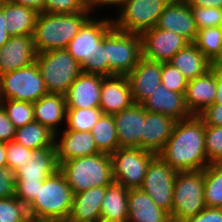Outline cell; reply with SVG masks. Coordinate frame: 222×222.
<instances>
[{
    "instance_id": "obj_38",
    "label": "cell",
    "mask_w": 222,
    "mask_h": 222,
    "mask_svg": "<svg viewBox=\"0 0 222 222\" xmlns=\"http://www.w3.org/2000/svg\"><path fill=\"white\" fill-rule=\"evenodd\" d=\"M204 144L209 163H222V126H205Z\"/></svg>"
},
{
    "instance_id": "obj_50",
    "label": "cell",
    "mask_w": 222,
    "mask_h": 222,
    "mask_svg": "<svg viewBox=\"0 0 222 222\" xmlns=\"http://www.w3.org/2000/svg\"><path fill=\"white\" fill-rule=\"evenodd\" d=\"M10 1L15 4L33 8L38 13H42L44 11L45 0H10Z\"/></svg>"
},
{
    "instance_id": "obj_44",
    "label": "cell",
    "mask_w": 222,
    "mask_h": 222,
    "mask_svg": "<svg viewBox=\"0 0 222 222\" xmlns=\"http://www.w3.org/2000/svg\"><path fill=\"white\" fill-rule=\"evenodd\" d=\"M82 72L103 77L107 76V59L105 48H103V42L94 52L92 57H89V61L82 67Z\"/></svg>"
},
{
    "instance_id": "obj_6",
    "label": "cell",
    "mask_w": 222,
    "mask_h": 222,
    "mask_svg": "<svg viewBox=\"0 0 222 222\" xmlns=\"http://www.w3.org/2000/svg\"><path fill=\"white\" fill-rule=\"evenodd\" d=\"M36 63L48 93L65 95L82 73V67L66 49L37 53Z\"/></svg>"
},
{
    "instance_id": "obj_53",
    "label": "cell",
    "mask_w": 222,
    "mask_h": 222,
    "mask_svg": "<svg viewBox=\"0 0 222 222\" xmlns=\"http://www.w3.org/2000/svg\"><path fill=\"white\" fill-rule=\"evenodd\" d=\"M216 87L214 103L222 104V66H216Z\"/></svg>"
},
{
    "instance_id": "obj_23",
    "label": "cell",
    "mask_w": 222,
    "mask_h": 222,
    "mask_svg": "<svg viewBox=\"0 0 222 222\" xmlns=\"http://www.w3.org/2000/svg\"><path fill=\"white\" fill-rule=\"evenodd\" d=\"M176 122L170 116L145 110L142 149L158 154L171 136Z\"/></svg>"
},
{
    "instance_id": "obj_24",
    "label": "cell",
    "mask_w": 222,
    "mask_h": 222,
    "mask_svg": "<svg viewBox=\"0 0 222 222\" xmlns=\"http://www.w3.org/2000/svg\"><path fill=\"white\" fill-rule=\"evenodd\" d=\"M66 110L65 95L62 94L47 93L33 102L34 121L48 127L55 134L66 123Z\"/></svg>"
},
{
    "instance_id": "obj_5",
    "label": "cell",
    "mask_w": 222,
    "mask_h": 222,
    "mask_svg": "<svg viewBox=\"0 0 222 222\" xmlns=\"http://www.w3.org/2000/svg\"><path fill=\"white\" fill-rule=\"evenodd\" d=\"M103 48L107 59V76L127 75L142 57L141 35L113 27L103 38Z\"/></svg>"
},
{
    "instance_id": "obj_22",
    "label": "cell",
    "mask_w": 222,
    "mask_h": 222,
    "mask_svg": "<svg viewBox=\"0 0 222 222\" xmlns=\"http://www.w3.org/2000/svg\"><path fill=\"white\" fill-rule=\"evenodd\" d=\"M184 94L168 90L160 84L141 105L146 111L167 115L176 121L185 120L192 114L185 105Z\"/></svg>"
},
{
    "instance_id": "obj_3",
    "label": "cell",
    "mask_w": 222,
    "mask_h": 222,
    "mask_svg": "<svg viewBox=\"0 0 222 222\" xmlns=\"http://www.w3.org/2000/svg\"><path fill=\"white\" fill-rule=\"evenodd\" d=\"M73 194L94 187L109 186L114 182L109 154L97 153L67 160L59 165Z\"/></svg>"
},
{
    "instance_id": "obj_14",
    "label": "cell",
    "mask_w": 222,
    "mask_h": 222,
    "mask_svg": "<svg viewBox=\"0 0 222 222\" xmlns=\"http://www.w3.org/2000/svg\"><path fill=\"white\" fill-rule=\"evenodd\" d=\"M156 28L173 31L189 43H194L197 27L190 5L186 0H171L158 18Z\"/></svg>"
},
{
    "instance_id": "obj_26",
    "label": "cell",
    "mask_w": 222,
    "mask_h": 222,
    "mask_svg": "<svg viewBox=\"0 0 222 222\" xmlns=\"http://www.w3.org/2000/svg\"><path fill=\"white\" fill-rule=\"evenodd\" d=\"M127 222H172L170 214L158 207L140 188L130 189Z\"/></svg>"
},
{
    "instance_id": "obj_57",
    "label": "cell",
    "mask_w": 222,
    "mask_h": 222,
    "mask_svg": "<svg viewBox=\"0 0 222 222\" xmlns=\"http://www.w3.org/2000/svg\"><path fill=\"white\" fill-rule=\"evenodd\" d=\"M95 222H118V221H114V220H109V219H104V218H99L97 219Z\"/></svg>"
},
{
    "instance_id": "obj_25",
    "label": "cell",
    "mask_w": 222,
    "mask_h": 222,
    "mask_svg": "<svg viewBox=\"0 0 222 222\" xmlns=\"http://www.w3.org/2000/svg\"><path fill=\"white\" fill-rule=\"evenodd\" d=\"M30 158L32 162L16 171L17 180L44 181L48 176L59 170L56 146L34 149Z\"/></svg>"
},
{
    "instance_id": "obj_20",
    "label": "cell",
    "mask_w": 222,
    "mask_h": 222,
    "mask_svg": "<svg viewBox=\"0 0 222 222\" xmlns=\"http://www.w3.org/2000/svg\"><path fill=\"white\" fill-rule=\"evenodd\" d=\"M134 103L126 75L102 76L99 108L103 114L114 115Z\"/></svg>"
},
{
    "instance_id": "obj_19",
    "label": "cell",
    "mask_w": 222,
    "mask_h": 222,
    "mask_svg": "<svg viewBox=\"0 0 222 222\" xmlns=\"http://www.w3.org/2000/svg\"><path fill=\"white\" fill-rule=\"evenodd\" d=\"M101 87L102 76L82 72L65 94L67 109L99 107Z\"/></svg>"
},
{
    "instance_id": "obj_21",
    "label": "cell",
    "mask_w": 222,
    "mask_h": 222,
    "mask_svg": "<svg viewBox=\"0 0 222 222\" xmlns=\"http://www.w3.org/2000/svg\"><path fill=\"white\" fill-rule=\"evenodd\" d=\"M216 66L205 74L187 82L184 94L185 105L192 115H199L211 104L216 95Z\"/></svg>"
},
{
    "instance_id": "obj_7",
    "label": "cell",
    "mask_w": 222,
    "mask_h": 222,
    "mask_svg": "<svg viewBox=\"0 0 222 222\" xmlns=\"http://www.w3.org/2000/svg\"><path fill=\"white\" fill-rule=\"evenodd\" d=\"M204 169L177 172L173 190L172 222H182L205 209Z\"/></svg>"
},
{
    "instance_id": "obj_9",
    "label": "cell",
    "mask_w": 222,
    "mask_h": 222,
    "mask_svg": "<svg viewBox=\"0 0 222 222\" xmlns=\"http://www.w3.org/2000/svg\"><path fill=\"white\" fill-rule=\"evenodd\" d=\"M156 155L141 148L119 147L110 155L114 182L129 190L140 188L148 166Z\"/></svg>"
},
{
    "instance_id": "obj_56",
    "label": "cell",
    "mask_w": 222,
    "mask_h": 222,
    "mask_svg": "<svg viewBox=\"0 0 222 222\" xmlns=\"http://www.w3.org/2000/svg\"><path fill=\"white\" fill-rule=\"evenodd\" d=\"M221 49H220V54L212 61V64L214 66H222V34H221Z\"/></svg>"
},
{
    "instance_id": "obj_15",
    "label": "cell",
    "mask_w": 222,
    "mask_h": 222,
    "mask_svg": "<svg viewBox=\"0 0 222 222\" xmlns=\"http://www.w3.org/2000/svg\"><path fill=\"white\" fill-rule=\"evenodd\" d=\"M36 55L33 35L10 36L0 48V75L29 66Z\"/></svg>"
},
{
    "instance_id": "obj_35",
    "label": "cell",
    "mask_w": 222,
    "mask_h": 222,
    "mask_svg": "<svg viewBox=\"0 0 222 222\" xmlns=\"http://www.w3.org/2000/svg\"><path fill=\"white\" fill-rule=\"evenodd\" d=\"M221 34L222 27H209L197 32L194 44L211 62L220 54Z\"/></svg>"
},
{
    "instance_id": "obj_2",
    "label": "cell",
    "mask_w": 222,
    "mask_h": 222,
    "mask_svg": "<svg viewBox=\"0 0 222 222\" xmlns=\"http://www.w3.org/2000/svg\"><path fill=\"white\" fill-rule=\"evenodd\" d=\"M90 14L92 15L91 11L71 14L39 13L33 33L36 52L65 49Z\"/></svg>"
},
{
    "instance_id": "obj_54",
    "label": "cell",
    "mask_w": 222,
    "mask_h": 222,
    "mask_svg": "<svg viewBox=\"0 0 222 222\" xmlns=\"http://www.w3.org/2000/svg\"><path fill=\"white\" fill-rule=\"evenodd\" d=\"M6 151H7V143L0 142V168H6Z\"/></svg>"
},
{
    "instance_id": "obj_12",
    "label": "cell",
    "mask_w": 222,
    "mask_h": 222,
    "mask_svg": "<svg viewBox=\"0 0 222 222\" xmlns=\"http://www.w3.org/2000/svg\"><path fill=\"white\" fill-rule=\"evenodd\" d=\"M113 28L112 16L95 18L90 16L79 29L78 34L65 48L70 55L83 67L89 57L102 44L104 36Z\"/></svg>"
},
{
    "instance_id": "obj_49",
    "label": "cell",
    "mask_w": 222,
    "mask_h": 222,
    "mask_svg": "<svg viewBox=\"0 0 222 222\" xmlns=\"http://www.w3.org/2000/svg\"><path fill=\"white\" fill-rule=\"evenodd\" d=\"M127 0H87L88 8L91 10L92 15H94L96 10H99L100 8L103 9V7H116L119 11L125 4ZM99 8V9H98ZM94 12V13H93Z\"/></svg>"
},
{
    "instance_id": "obj_18",
    "label": "cell",
    "mask_w": 222,
    "mask_h": 222,
    "mask_svg": "<svg viewBox=\"0 0 222 222\" xmlns=\"http://www.w3.org/2000/svg\"><path fill=\"white\" fill-rule=\"evenodd\" d=\"M55 146L58 165L67 160L100 153L91 131L60 130L55 134Z\"/></svg>"
},
{
    "instance_id": "obj_4",
    "label": "cell",
    "mask_w": 222,
    "mask_h": 222,
    "mask_svg": "<svg viewBox=\"0 0 222 222\" xmlns=\"http://www.w3.org/2000/svg\"><path fill=\"white\" fill-rule=\"evenodd\" d=\"M73 191L63 173L57 170L40 184L37 197L28 206L31 217L38 218H69Z\"/></svg>"
},
{
    "instance_id": "obj_29",
    "label": "cell",
    "mask_w": 222,
    "mask_h": 222,
    "mask_svg": "<svg viewBox=\"0 0 222 222\" xmlns=\"http://www.w3.org/2000/svg\"><path fill=\"white\" fill-rule=\"evenodd\" d=\"M2 9L10 36L33 35L39 14L35 9L11 1L4 3Z\"/></svg>"
},
{
    "instance_id": "obj_43",
    "label": "cell",
    "mask_w": 222,
    "mask_h": 222,
    "mask_svg": "<svg viewBox=\"0 0 222 222\" xmlns=\"http://www.w3.org/2000/svg\"><path fill=\"white\" fill-rule=\"evenodd\" d=\"M40 184L43 181L16 180L15 197L28 207L37 197Z\"/></svg>"
},
{
    "instance_id": "obj_16",
    "label": "cell",
    "mask_w": 222,
    "mask_h": 222,
    "mask_svg": "<svg viewBox=\"0 0 222 222\" xmlns=\"http://www.w3.org/2000/svg\"><path fill=\"white\" fill-rule=\"evenodd\" d=\"M134 103L142 104L161 84V62L141 57L135 68L126 75Z\"/></svg>"
},
{
    "instance_id": "obj_10",
    "label": "cell",
    "mask_w": 222,
    "mask_h": 222,
    "mask_svg": "<svg viewBox=\"0 0 222 222\" xmlns=\"http://www.w3.org/2000/svg\"><path fill=\"white\" fill-rule=\"evenodd\" d=\"M171 0H127L112 17L113 27L123 32L139 33L154 28Z\"/></svg>"
},
{
    "instance_id": "obj_17",
    "label": "cell",
    "mask_w": 222,
    "mask_h": 222,
    "mask_svg": "<svg viewBox=\"0 0 222 222\" xmlns=\"http://www.w3.org/2000/svg\"><path fill=\"white\" fill-rule=\"evenodd\" d=\"M119 146L142 149L143 123L145 109L139 103L113 115Z\"/></svg>"
},
{
    "instance_id": "obj_1",
    "label": "cell",
    "mask_w": 222,
    "mask_h": 222,
    "mask_svg": "<svg viewBox=\"0 0 222 222\" xmlns=\"http://www.w3.org/2000/svg\"><path fill=\"white\" fill-rule=\"evenodd\" d=\"M205 123L198 115L177 121L158 155L177 172L200 171L210 163L205 150Z\"/></svg>"
},
{
    "instance_id": "obj_32",
    "label": "cell",
    "mask_w": 222,
    "mask_h": 222,
    "mask_svg": "<svg viewBox=\"0 0 222 222\" xmlns=\"http://www.w3.org/2000/svg\"><path fill=\"white\" fill-rule=\"evenodd\" d=\"M91 133L100 153L111 155L120 147L113 115L102 114Z\"/></svg>"
},
{
    "instance_id": "obj_33",
    "label": "cell",
    "mask_w": 222,
    "mask_h": 222,
    "mask_svg": "<svg viewBox=\"0 0 222 222\" xmlns=\"http://www.w3.org/2000/svg\"><path fill=\"white\" fill-rule=\"evenodd\" d=\"M206 207L222 208V163H211L204 169Z\"/></svg>"
},
{
    "instance_id": "obj_52",
    "label": "cell",
    "mask_w": 222,
    "mask_h": 222,
    "mask_svg": "<svg viewBox=\"0 0 222 222\" xmlns=\"http://www.w3.org/2000/svg\"><path fill=\"white\" fill-rule=\"evenodd\" d=\"M190 6L216 7L222 9V0H186Z\"/></svg>"
},
{
    "instance_id": "obj_58",
    "label": "cell",
    "mask_w": 222,
    "mask_h": 222,
    "mask_svg": "<svg viewBox=\"0 0 222 222\" xmlns=\"http://www.w3.org/2000/svg\"><path fill=\"white\" fill-rule=\"evenodd\" d=\"M10 0H0V5H3L6 2H9Z\"/></svg>"
},
{
    "instance_id": "obj_51",
    "label": "cell",
    "mask_w": 222,
    "mask_h": 222,
    "mask_svg": "<svg viewBox=\"0 0 222 222\" xmlns=\"http://www.w3.org/2000/svg\"><path fill=\"white\" fill-rule=\"evenodd\" d=\"M6 22H7V20H6V17L4 15V12H3V9H2V5H0V48L10 38V35L7 32Z\"/></svg>"
},
{
    "instance_id": "obj_48",
    "label": "cell",
    "mask_w": 222,
    "mask_h": 222,
    "mask_svg": "<svg viewBox=\"0 0 222 222\" xmlns=\"http://www.w3.org/2000/svg\"><path fill=\"white\" fill-rule=\"evenodd\" d=\"M16 128L9 120L6 111L0 105V142L8 143L13 141Z\"/></svg>"
},
{
    "instance_id": "obj_41",
    "label": "cell",
    "mask_w": 222,
    "mask_h": 222,
    "mask_svg": "<svg viewBox=\"0 0 222 222\" xmlns=\"http://www.w3.org/2000/svg\"><path fill=\"white\" fill-rule=\"evenodd\" d=\"M32 150L26 148L25 146L17 143L15 141H10L7 143L6 151V163L7 168L14 170L15 172L32 162L30 158Z\"/></svg>"
},
{
    "instance_id": "obj_8",
    "label": "cell",
    "mask_w": 222,
    "mask_h": 222,
    "mask_svg": "<svg viewBox=\"0 0 222 222\" xmlns=\"http://www.w3.org/2000/svg\"><path fill=\"white\" fill-rule=\"evenodd\" d=\"M48 93L36 61L0 75V100L36 102Z\"/></svg>"
},
{
    "instance_id": "obj_55",
    "label": "cell",
    "mask_w": 222,
    "mask_h": 222,
    "mask_svg": "<svg viewBox=\"0 0 222 222\" xmlns=\"http://www.w3.org/2000/svg\"><path fill=\"white\" fill-rule=\"evenodd\" d=\"M26 222H66L63 218H38L29 216Z\"/></svg>"
},
{
    "instance_id": "obj_31",
    "label": "cell",
    "mask_w": 222,
    "mask_h": 222,
    "mask_svg": "<svg viewBox=\"0 0 222 222\" xmlns=\"http://www.w3.org/2000/svg\"><path fill=\"white\" fill-rule=\"evenodd\" d=\"M13 141L30 150L55 146V133L48 127L33 121L17 128Z\"/></svg>"
},
{
    "instance_id": "obj_34",
    "label": "cell",
    "mask_w": 222,
    "mask_h": 222,
    "mask_svg": "<svg viewBox=\"0 0 222 222\" xmlns=\"http://www.w3.org/2000/svg\"><path fill=\"white\" fill-rule=\"evenodd\" d=\"M103 112L99 107L67 109L66 123L63 130L91 131Z\"/></svg>"
},
{
    "instance_id": "obj_45",
    "label": "cell",
    "mask_w": 222,
    "mask_h": 222,
    "mask_svg": "<svg viewBox=\"0 0 222 222\" xmlns=\"http://www.w3.org/2000/svg\"><path fill=\"white\" fill-rule=\"evenodd\" d=\"M16 172L9 168H0V198L15 196Z\"/></svg>"
},
{
    "instance_id": "obj_11",
    "label": "cell",
    "mask_w": 222,
    "mask_h": 222,
    "mask_svg": "<svg viewBox=\"0 0 222 222\" xmlns=\"http://www.w3.org/2000/svg\"><path fill=\"white\" fill-rule=\"evenodd\" d=\"M177 171L171 168L158 154L151 160L140 187L155 204L171 215L173 190Z\"/></svg>"
},
{
    "instance_id": "obj_42",
    "label": "cell",
    "mask_w": 222,
    "mask_h": 222,
    "mask_svg": "<svg viewBox=\"0 0 222 222\" xmlns=\"http://www.w3.org/2000/svg\"><path fill=\"white\" fill-rule=\"evenodd\" d=\"M81 11H91L87 0H45L44 13L71 14Z\"/></svg>"
},
{
    "instance_id": "obj_40",
    "label": "cell",
    "mask_w": 222,
    "mask_h": 222,
    "mask_svg": "<svg viewBox=\"0 0 222 222\" xmlns=\"http://www.w3.org/2000/svg\"><path fill=\"white\" fill-rule=\"evenodd\" d=\"M188 80L169 62L161 63V84L168 90L185 93Z\"/></svg>"
},
{
    "instance_id": "obj_13",
    "label": "cell",
    "mask_w": 222,
    "mask_h": 222,
    "mask_svg": "<svg viewBox=\"0 0 222 222\" xmlns=\"http://www.w3.org/2000/svg\"><path fill=\"white\" fill-rule=\"evenodd\" d=\"M142 56L161 63L169 62L170 59L189 42L181 35L159 28H151L143 31Z\"/></svg>"
},
{
    "instance_id": "obj_36",
    "label": "cell",
    "mask_w": 222,
    "mask_h": 222,
    "mask_svg": "<svg viewBox=\"0 0 222 222\" xmlns=\"http://www.w3.org/2000/svg\"><path fill=\"white\" fill-rule=\"evenodd\" d=\"M0 105L16 129L34 121L33 103L7 99L0 100Z\"/></svg>"
},
{
    "instance_id": "obj_27",
    "label": "cell",
    "mask_w": 222,
    "mask_h": 222,
    "mask_svg": "<svg viewBox=\"0 0 222 222\" xmlns=\"http://www.w3.org/2000/svg\"><path fill=\"white\" fill-rule=\"evenodd\" d=\"M106 188L94 187L74 194L72 209L66 221L95 222L99 219Z\"/></svg>"
},
{
    "instance_id": "obj_28",
    "label": "cell",
    "mask_w": 222,
    "mask_h": 222,
    "mask_svg": "<svg viewBox=\"0 0 222 222\" xmlns=\"http://www.w3.org/2000/svg\"><path fill=\"white\" fill-rule=\"evenodd\" d=\"M169 63L178 68L188 81L205 74L213 67L212 62L194 43H188L179 50Z\"/></svg>"
},
{
    "instance_id": "obj_46",
    "label": "cell",
    "mask_w": 222,
    "mask_h": 222,
    "mask_svg": "<svg viewBox=\"0 0 222 222\" xmlns=\"http://www.w3.org/2000/svg\"><path fill=\"white\" fill-rule=\"evenodd\" d=\"M205 126H222V104L214 103L198 115Z\"/></svg>"
},
{
    "instance_id": "obj_37",
    "label": "cell",
    "mask_w": 222,
    "mask_h": 222,
    "mask_svg": "<svg viewBox=\"0 0 222 222\" xmlns=\"http://www.w3.org/2000/svg\"><path fill=\"white\" fill-rule=\"evenodd\" d=\"M28 207L15 196L0 198V222H26Z\"/></svg>"
},
{
    "instance_id": "obj_47",
    "label": "cell",
    "mask_w": 222,
    "mask_h": 222,
    "mask_svg": "<svg viewBox=\"0 0 222 222\" xmlns=\"http://www.w3.org/2000/svg\"><path fill=\"white\" fill-rule=\"evenodd\" d=\"M182 222H222V208L206 207L197 215Z\"/></svg>"
},
{
    "instance_id": "obj_39",
    "label": "cell",
    "mask_w": 222,
    "mask_h": 222,
    "mask_svg": "<svg viewBox=\"0 0 222 222\" xmlns=\"http://www.w3.org/2000/svg\"><path fill=\"white\" fill-rule=\"evenodd\" d=\"M197 30L222 27V9L216 7L190 6Z\"/></svg>"
},
{
    "instance_id": "obj_30",
    "label": "cell",
    "mask_w": 222,
    "mask_h": 222,
    "mask_svg": "<svg viewBox=\"0 0 222 222\" xmlns=\"http://www.w3.org/2000/svg\"><path fill=\"white\" fill-rule=\"evenodd\" d=\"M128 195L129 189L119 183L113 182L107 186L101 206V218L127 222Z\"/></svg>"
}]
</instances>
